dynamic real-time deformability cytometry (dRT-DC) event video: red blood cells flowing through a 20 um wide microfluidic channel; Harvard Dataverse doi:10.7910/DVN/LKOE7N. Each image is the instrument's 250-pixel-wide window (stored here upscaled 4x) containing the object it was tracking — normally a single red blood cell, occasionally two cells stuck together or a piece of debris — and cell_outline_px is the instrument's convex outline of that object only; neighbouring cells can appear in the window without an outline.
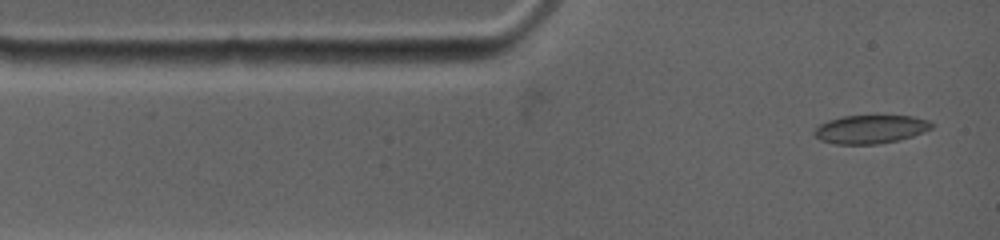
{"species": "common noctule bat (a hibernating species)", "species_latin": "Nyctalus noctula", "temperature_condition": "warm", "stored_images_in_passage": 54, "camera_frame_rate_fps": 4500, "um_per_image_px": 0.085, "animal": {"sex": "female", "body_mass_g": 19.0, "forearm_length_mm": 53.3}, "frame": {"image": 1, "passage_image": 1, "time_ms": 0.0, "image_size_px": [1000, 240], "cell_outline_px": [[936, 124], [932, 128], [924, 132], [912, 136], [896, 140], [876, 144], [836, 144], [820, 140], [812, 132], [820, 124], [828, 120], [844, 116], [916, 116], [928, 120]], "centroid_in_image_um": [74.02, 10.98], "position_along_channel_um": 11.0, "area_um2": 19.42}}
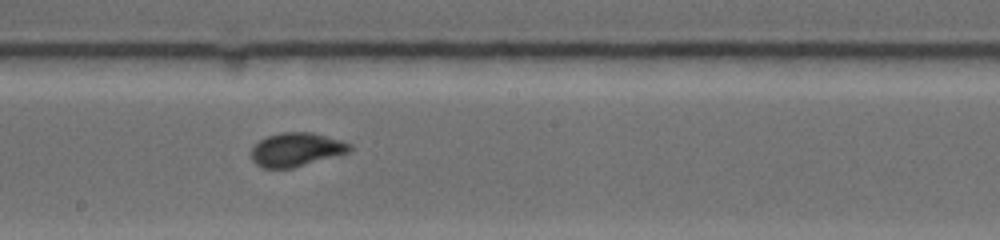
{"frame": {"image": 2, "passage_image": 21, "time_ms": 6.444, "image_size_px": [1000, 240], "cell_outline_px": [[352, 148], [348, 152], [292, 168], [260, 168], [252, 160], [252, 148], [260, 140], [268, 136], [280, 132], [312, 132], [340, 140], [352, 144]], "centroid_in_image_um": [25.17, 12.71], "position_along_channel_um": 223.0, "area_um2": 19.13}}
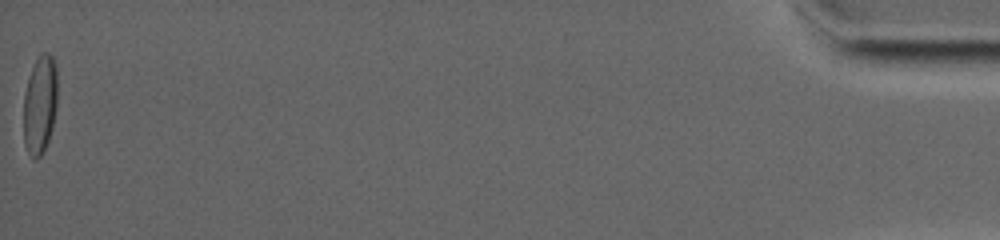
{"frame": {"image": 3, "passage_image": 54, "time_ms": 16.667, "image_size_px": [1000, 240], "cell_outline_px": [[56, 108], [52, 128], [48, 140], [40, 156], [36, 160], [32, 160], [24, 144], [24, 92], [32, 68], [40, 52], [48, 52], [52, 56], [56, 64]], "centroid_in_image_um": [3.39, 8.89], "position_along_channel_um": 431.8, "area_um2": 19.42}, "authors_computed_cell_mechanics": {"area_um2": 19.1318, "velocity_mm_per_s": 3.7699, "shape_relaxation_time_tau1_ms": 9.0919, "shape_relaxation_time_tau2_ms": 0.7909, "deformation_change_tau1": 0.2064, "deformation_change_tau2": 0.0545}}